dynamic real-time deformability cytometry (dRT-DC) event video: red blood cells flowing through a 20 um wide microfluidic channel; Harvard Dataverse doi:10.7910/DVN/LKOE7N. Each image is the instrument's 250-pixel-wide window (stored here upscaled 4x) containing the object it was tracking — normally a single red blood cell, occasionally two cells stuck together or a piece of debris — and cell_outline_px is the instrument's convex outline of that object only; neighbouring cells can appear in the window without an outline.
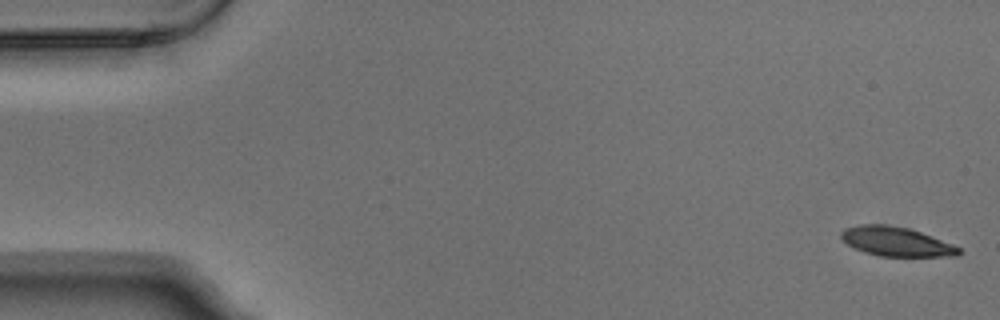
{"species": "Egyptian fruit bat (a non-hibernating species)", "species_latin": "Rousettus aegyptiacus", "temperature_condition": "warm", "stored_images_in_passage": 6, "camera_frame_rate_fps": 3000, "um_per_image_px": 0.085, "animal": {"sex": "male"}, "frame": {"image": 1, "passage_image": 1, "time_ms": 0.0, "image_size_px": [1000, 320], "cell_outline_px": [[960, 252], [956, 256], [880, 256], [864, 252], [848, 244], [840, 236], [840, 232], [844, 228], [860, 224], [888, 224], [908, 228], [920, 232], [952, 244], [960, 248]], "centroid_in_image_um": [76.14, 20.52], "position_along_channel_um": 8.9, "area_um2": 19.88}}